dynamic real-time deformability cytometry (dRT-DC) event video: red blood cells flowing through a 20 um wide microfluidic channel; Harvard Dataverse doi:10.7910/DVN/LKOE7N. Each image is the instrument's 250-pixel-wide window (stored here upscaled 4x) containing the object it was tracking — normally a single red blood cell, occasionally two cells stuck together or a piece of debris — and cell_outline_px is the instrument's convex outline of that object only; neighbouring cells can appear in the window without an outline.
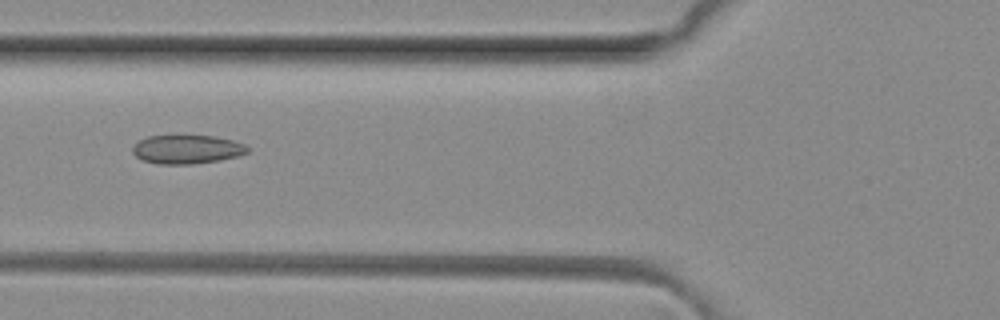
{"species": "common noctule bat (a hibernating species)", "species_latin": "Nyctalus noctula", "temperature_condition": "room temperature", "stored_images_in_passage": 5, "camera_frame_rate_fps": 3000, "um_per_image_px": 0.085, "animal": {"sex": "female", "body_mass_g": 29.2, "forearm_length_mm": 56.3}, "frame": {"image": 1, "passage_image": 5, "time_ms": 1.333, "image_size_px": [1000, 320], "cell_outline_px": [[248, 152], [236, 156], [220, 160], [192, 164], [156, 164], [144, 160], [136, 156], [132, 152], [132, 148], [140, 140], [148, 136], [216, 136], [232, 140], [244, 144], [248, 148]], "centroid_in_image_um": [15.89, 12.7], "position_along_channel_um": 109.9, "area_um2": 19.07}}